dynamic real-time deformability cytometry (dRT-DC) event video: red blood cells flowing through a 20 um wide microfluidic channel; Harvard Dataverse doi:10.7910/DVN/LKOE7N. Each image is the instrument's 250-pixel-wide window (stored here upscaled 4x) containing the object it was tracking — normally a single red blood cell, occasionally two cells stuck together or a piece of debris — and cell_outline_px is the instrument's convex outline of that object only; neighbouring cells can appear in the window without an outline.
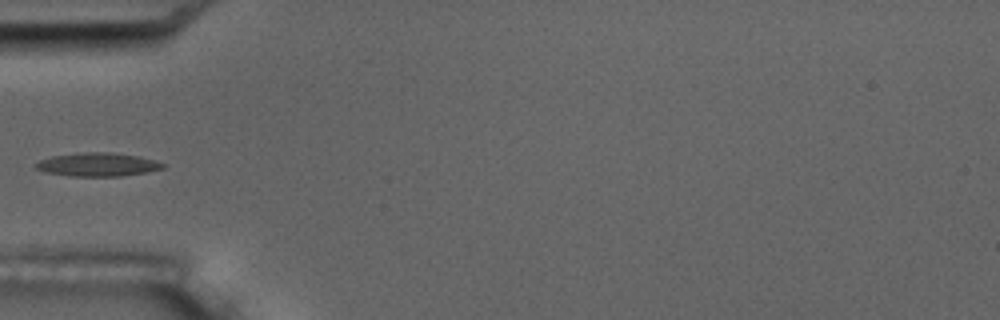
{"species": "common noctule bat (a hibernating species)", "species_latin": "Nyctalus noctula", "temperature_condition": "room temperature", "stored_images_in_passage": 7, "camera_frame_rate_fps": 3000, "um_per_image_px": 0.085, "animal": {"sex": "male", "body_mass_g": 17.5, "forearm_length_mm": 52.3}, "frame": {"image": 1, "passage_image": 7, "time_ms": 6.667, "image_size_px": [1000, 320], "cell_outline_px": [[164, 168], [144, 172], [120, 176], [68, 176], [44, 172], [36, 168], [32, 164], [40, 160], [52, 156], [84, 152], [112, 152], [140, 156], [156, 160], [164, 164]], "centroid_in_image_um": [8.27, 13.98], "position_along_channel_um": 76.7, "area_um2": 17.46}}